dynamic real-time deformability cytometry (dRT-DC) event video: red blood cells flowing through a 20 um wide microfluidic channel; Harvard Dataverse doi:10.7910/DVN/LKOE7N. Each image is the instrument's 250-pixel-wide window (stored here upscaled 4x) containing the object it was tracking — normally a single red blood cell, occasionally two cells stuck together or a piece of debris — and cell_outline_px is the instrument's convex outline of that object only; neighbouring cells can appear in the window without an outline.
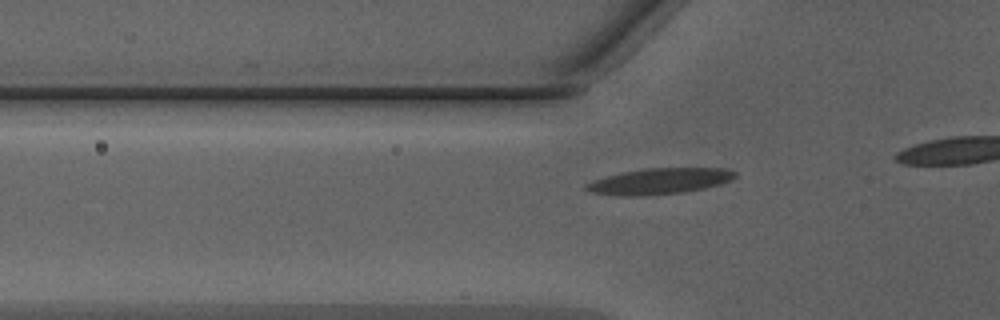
{"species": "Egyptian fruit bat (a non-hibernating species)", "species_latin": "Rousettus aegyptiacus", "temperature_condition": "warm", "stored_images_in_passage": 11, "camera_frame_rate_fps": 3000, "um_per_image_px": 0.085, "animal": {"sex": "male"}, "frame": {"image": 1, "passage_image": 5, "time_ms": 1.333, "image_size_px": [1000, 320], "cell_outline_px": [[736, 176], [728, 180], [704, 188], [680, 192], [644, 196], [616, 196], [592, 192], [584, 188], [584, 184], [592, 180], [624, 172], [644, 168], [724, 168], [736, 172]], "centroid_in_image_um": [55.98, 15.4], "position_along_channel_um": 69.8, "area_um2": 22.25}}
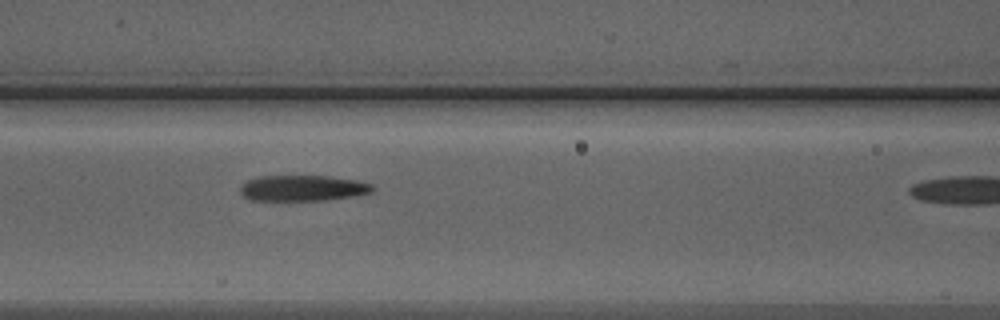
{"frame": {"image": 2, "passage_image": 10, "time_ms": 3.0, "image_size_px": [1000, 320], "cell_outline_px": [[376, 188], [372, 192], [356, 196], [328, 200], [252, 200], [244, 196], [240, 192], [240, 188], [248, 180], [260, 176], [328, 176], [356, 180], [372, 184]], "centroid_in_image_um": [25.79, 15.99], "position_along_channel_um": 140.8, "area_um2": 19.88}}